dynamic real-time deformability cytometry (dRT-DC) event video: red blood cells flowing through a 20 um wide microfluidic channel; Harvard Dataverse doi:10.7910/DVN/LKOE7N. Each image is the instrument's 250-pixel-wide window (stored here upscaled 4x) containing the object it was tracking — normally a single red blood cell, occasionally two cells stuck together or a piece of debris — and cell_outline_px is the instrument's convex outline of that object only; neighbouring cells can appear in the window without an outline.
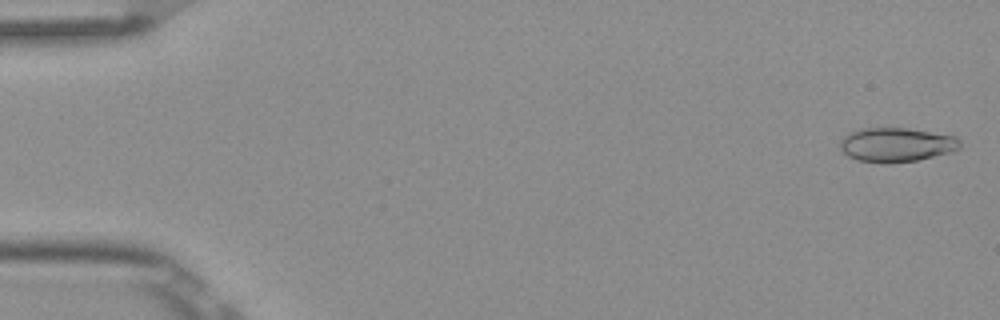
{"species": "Egyptian fruit bat (a non-hibernating species)", "species_latin": "Rousettus aegyptiacus", "temperature_condition": "room temperature", "stored_images_in_passage": 5, "camera_frame_rate_fps": 3000, "um_per_image_px": 0.085, "frame": {"image": 1, "passage_image": 1, "time_ms": 0.0, "image_size_px": [1000, 320], "cell_outline_px": [[960, 148], [952, 152], [916, 160], [888, 164], [860, 160], [848, 156], [840, 148], [840, 140], [844, 136], [852, 132], [864, 128], [908, 128], [956, 136], [960, 140]], "centroid_in_image_um": [76.22, 12.3], "position_along_channel_um": 8.8, "area_um2": 23.81}}
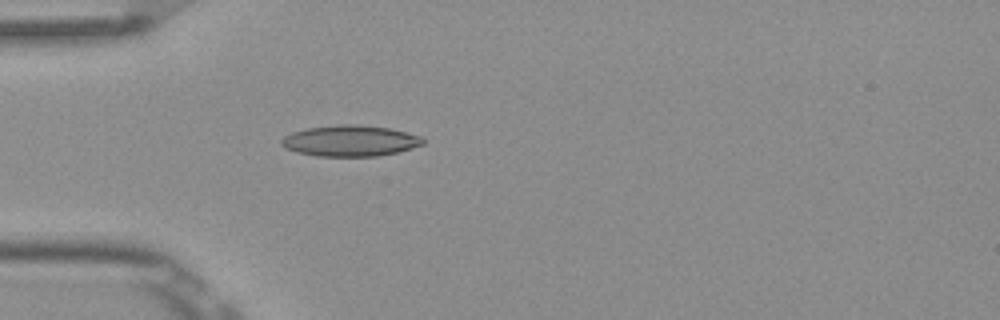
{"frame": {"image": 2, "passage_image": 5, "time_ms": 1.333, "image_size_px": [1000, 320], "cell_outline_px": [[424, 144], [412, 148], [380, 156], [316, 156], [296, 152], [280, 144], [280, 140], [284, 136], [292, 132], [308, 128], [336, 124], [356, 124], [388, 128], [420, 136], [424, 140]], "centroid_in_image_um": [29.74, 11.97], "position_along_channel_um": 55.3, "area_um2": 25.49}}